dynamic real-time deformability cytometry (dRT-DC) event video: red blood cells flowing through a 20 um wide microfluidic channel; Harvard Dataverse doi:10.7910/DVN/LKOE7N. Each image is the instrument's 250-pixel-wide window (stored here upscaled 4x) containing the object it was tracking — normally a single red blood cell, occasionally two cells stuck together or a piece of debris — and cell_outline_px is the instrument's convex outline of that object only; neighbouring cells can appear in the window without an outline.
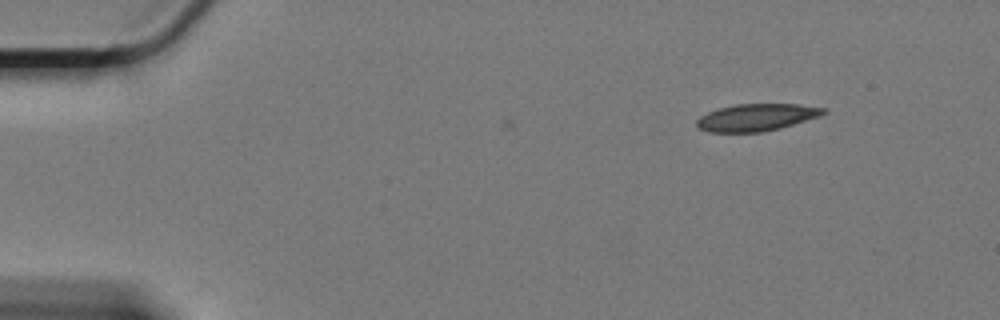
{"species": "Egyptian fruit bat (a non-hibernating species)", "species_latin": "Rousettus aegyptiacus", "temperature_condition": "cold", "stored_images_in_passage": 4, "camera_frame_rate_fps": 3000, "um_per_image_px": 0.085, "animal": {"sex": "female"}, "frame": {"image": 1, "passage_image": 1, "time_ms": 0.0, "image_size_px": [1000, 320], "cell_outline_px": [[828, 112], [820, 116], [780, 128], [760, 132], [712, 132], [700, 128], [696, 124], [696, 120], [700, 116], [716, 108], [736, 104], [800, 104], [828, 108]], "centroid_in_image_um": [64.34, 9.96], "position_along_channel_um": 20.7, "area_um2": 20.11}}